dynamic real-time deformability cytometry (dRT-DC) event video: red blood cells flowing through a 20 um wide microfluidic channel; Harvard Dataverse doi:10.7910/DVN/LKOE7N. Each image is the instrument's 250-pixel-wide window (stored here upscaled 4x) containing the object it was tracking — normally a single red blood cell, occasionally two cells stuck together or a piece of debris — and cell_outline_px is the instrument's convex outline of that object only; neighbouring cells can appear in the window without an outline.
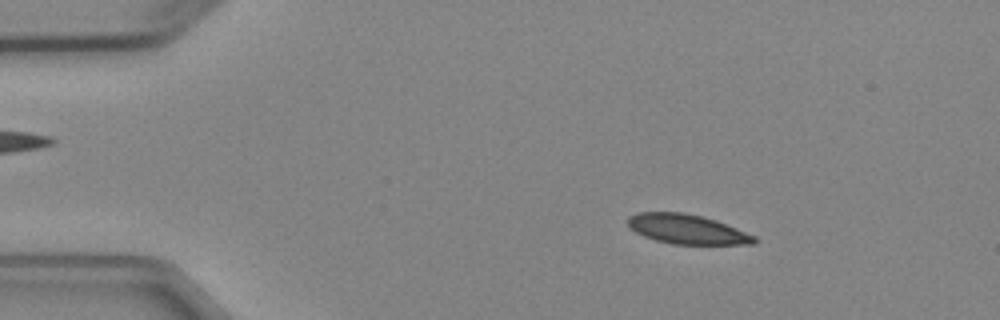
{"species": "Egyptian fruit bat (a non-hibernating species)", "species_latin": "Rousettus aegyptiacus", "temperature_condition": "cold", "stored_images_in_passage": 4, "camera_frame_rate_fps": 3000, "um_per_image_px": 0.085, "animal": {"sex": "female"}, "frame": {"image": 1, "passage_image": 2, "time_ms": 1.333, "image_size_px": [1000, 320], "cell_outline_px": [[756, 244], [672, 244], [656, 240], [644, 236], [636, 232], [628, 224], [628, 216], [636, 212], [684, 212], [716, 220], [756, 236]], "centroid_in_image_um": [58.39, 19.48], "position_along_channel_um": 26.6, "area_um2": 21.68}}
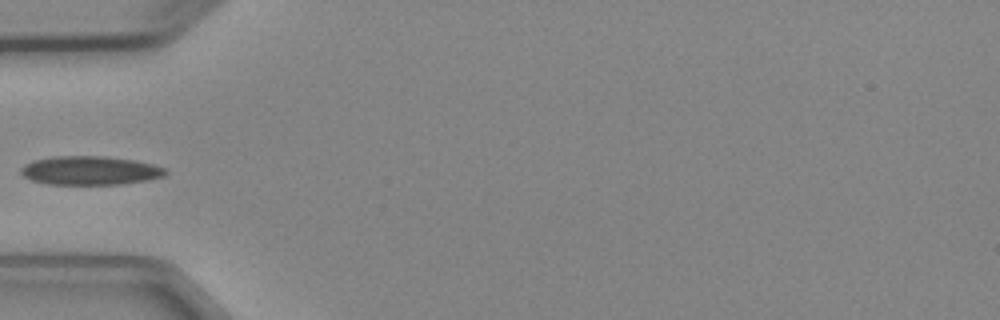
{"frame": {"image": 2, "passage_image": 4, "time_ms": 4.333, "image_size_px": [1000, 320], "cell_outline_px": [[168, 172], [164, 176], [148, 180], [120, 184], [48, 184], [32, 180], [24, 176], [20, 172], [20, 168], [24, 164], [32, 160], [56, 156], [104, 156], [132, 160], [152, 164], [164, 168]], "centroid_in_image_um": [7.63, 14.49], "position_along_channel_um": 77.4, "area_um2": 24.16}}